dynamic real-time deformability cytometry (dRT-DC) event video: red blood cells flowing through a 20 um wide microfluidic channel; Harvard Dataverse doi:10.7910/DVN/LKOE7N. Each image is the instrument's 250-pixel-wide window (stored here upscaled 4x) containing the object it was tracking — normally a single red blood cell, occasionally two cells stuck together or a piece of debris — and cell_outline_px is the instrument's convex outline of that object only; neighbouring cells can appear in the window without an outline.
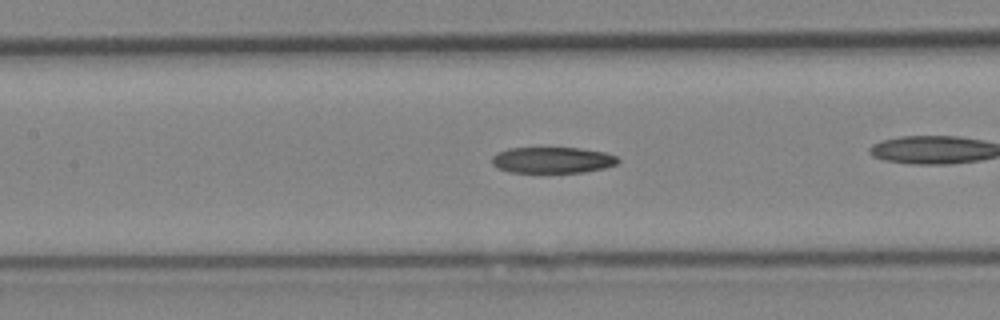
{"species": "Egyptian fruit bat (a non-hibernating species)", "species_latin": "Rousettus aegyptiacus", "temperature_condition": "cold", "stored_images_in_passage": 27, "camera_frame_rate_fps": 3000, "um_per_image_px": 0.085, "animal": {"sex": "female"}, "frame": {"image": 1, "passage_image": 12, "time_ms": 3.667, "image_size_px": [1000, 320], "cell_outline_px": [[620, 160], [616, 164], [604, 168], [584, 172], [512, 172], [500, 168], [492, 164], [492, 156], [496, 152], [508, 148], [580, 148], [604, 152], [616, 156]], "centroid_in_image_um": [46.96, 13.6], "position_along_channel_um": 160.4, "area_um2": 19.07}}
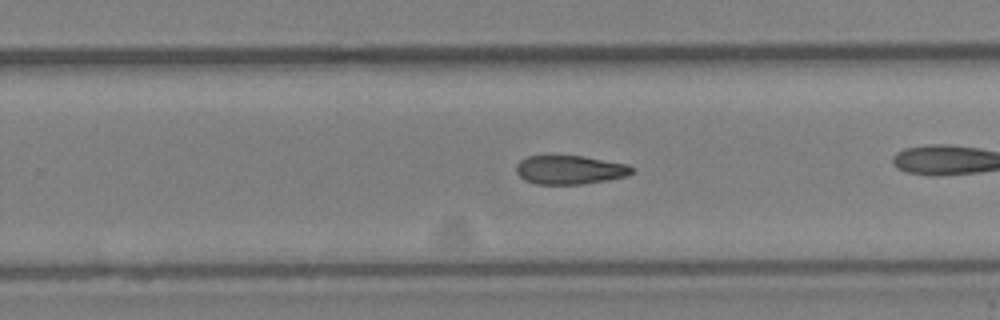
{"frame": {"image": 2, "passage_image": 20, "time_ms": 6.333, "image_size_px": [1000, 320], "cell_outline_px": [[632, 172], [628, 176], [608, 180], [580, 184], [536, 184], [524, 180], [516, 172], [516, 164], [520, 160], [528, 156], [584, 156], [628, 164], [632, 168]], "centroid_in_image_um": [48.43, 14.43], "position_along_channel_um": 281.4, "area_um2": 19.42}}